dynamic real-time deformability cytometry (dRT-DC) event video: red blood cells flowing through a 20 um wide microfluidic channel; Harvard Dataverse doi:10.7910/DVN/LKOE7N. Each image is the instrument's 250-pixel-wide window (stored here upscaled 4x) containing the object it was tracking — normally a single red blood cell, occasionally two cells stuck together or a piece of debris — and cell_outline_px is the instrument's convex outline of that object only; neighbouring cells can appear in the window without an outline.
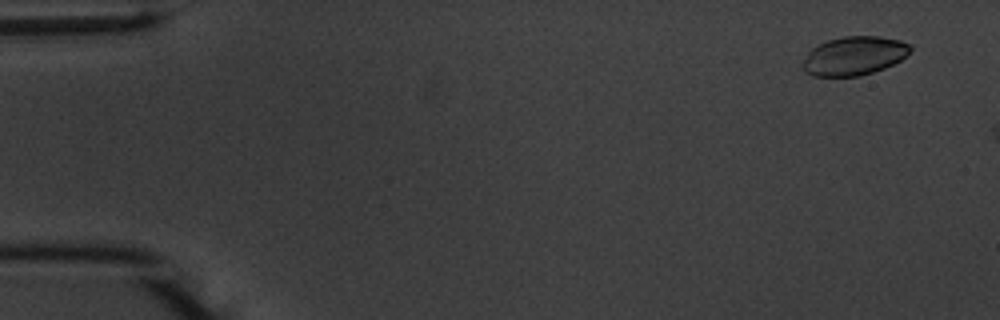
{"species": "common noctule bat (a hibernating species)", "species_latin": "Nyctalus noctula", "temperature_condition": "warm", "stored_images_in_passage": 10, "camera_frame_rate_fps": 3000, "um_per_image_px": 0.085, "animal": {"sex": "male", "body_mass_g": 20.1, "forearm_length_mm": 53.5}, "frame": {"image": 1, "passage_image": 4, "time_ms": 1.0, "image_size_px": [1000, 320], "cell_outline_px": [[912, 48], [900, 60], [884, 68], [860, 76], [812, 76], [804, 72], [800, 64], [808, 52], [816, 44], [828, 40], [844, 36], [880, 36], [900, 40], [908, 44]], "centroid_in_image_um": [72.53, 4.75], "position_along_channel_um": 12.5, "area_um2": 24.39}}